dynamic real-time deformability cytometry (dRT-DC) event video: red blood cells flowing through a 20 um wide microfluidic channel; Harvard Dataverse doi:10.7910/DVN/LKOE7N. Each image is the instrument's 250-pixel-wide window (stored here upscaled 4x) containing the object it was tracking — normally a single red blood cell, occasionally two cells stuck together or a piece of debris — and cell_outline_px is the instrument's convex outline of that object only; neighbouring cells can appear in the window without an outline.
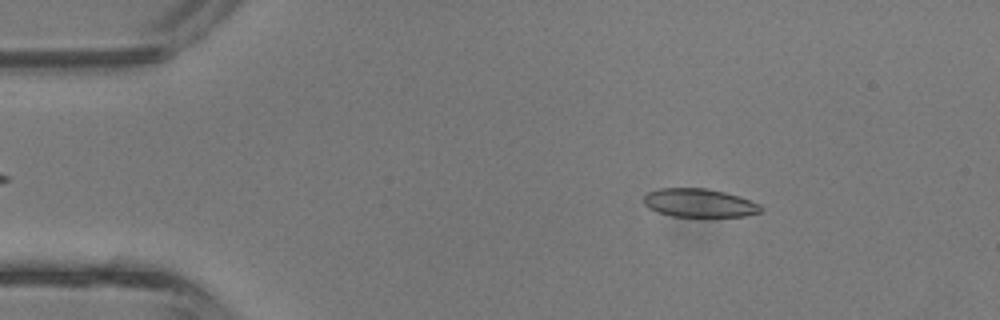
{"species": "common noctule bat (a hibernating species)", "species_latin": "Nyctalus noctula", "temperature_condition": "room temperature", "stored_images_in_passage": 39, "camera_frame_rate_fps": 3000, "um_per_image_px": 0.085, "animal": {"sex": "male", "body_mass_g": 13.3}, "frame": {"image": 1, "passage_image": 3, "time_ms": 0.667, "image_size_px": [1000, 320], "cell_outline_px": [[764, 208], [760, 212], [744, 216], [708, 220], [672, 216], [656, 212], [648, 208], [644, 204], [644, 196], [648, 192], [660, 188], [704, 188], [724, 192], [740, 196], [760, 204]], "centroid_in_image_um": [59.47, 17.31], "position_along_channel_um": 25.5, "area_um2": 20.46}}
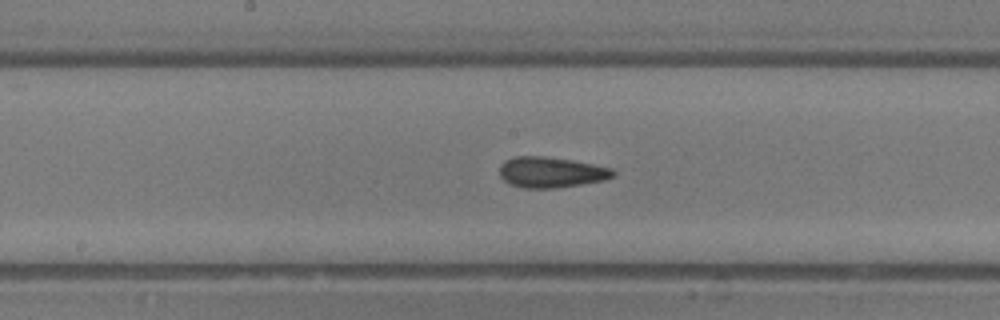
{"frame": {"image": 2, "passage_image": 18, "time_ms": 5.667, "image_size_px": [1000, 320], "cell_outline_px": [[616, 176], [604, 180], [556, 188], [524, 188], [512, 184], [504, 180], [500, 176], [500, 164], [504, 160], [516, 156], [544, 156], [572, 160], [612, 168], [616, 172]], "centroid_in_image_um": [46.85, 14.63], "position_along_channel_um": 201.4, "area_um2": 20.29}}
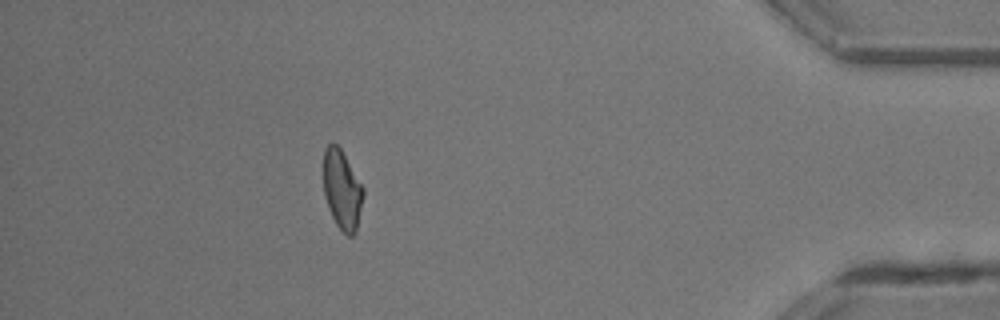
{"frame": {"image": 3, "passage_image": 34, "time_ms": 11.0, "image_size_px": [1000, 320], "cell_outline_px": [[364, 192], [356, 232], [352, 236], [348, 236], [336, 224], [328, 208], [324, 196], [324, 148], [328, 144], [336, 144], [340, 148], [364, 188]], "centroid_in_image_um": [29.07, 16.14], "position_along_channel_um": 406.1, "area_um2": 18.21}, "authors_computed_cell_mechanics": {"area_um2": 19.7676, "velocity_mm_per_s": 4.8436, "shape_relaxation_time_tau1_ms": null, "shape_relaxation_time_tau2_ms": 2.1135, "deformation_change_tau1": null, "deformation_change_tau2": 0.0811}}